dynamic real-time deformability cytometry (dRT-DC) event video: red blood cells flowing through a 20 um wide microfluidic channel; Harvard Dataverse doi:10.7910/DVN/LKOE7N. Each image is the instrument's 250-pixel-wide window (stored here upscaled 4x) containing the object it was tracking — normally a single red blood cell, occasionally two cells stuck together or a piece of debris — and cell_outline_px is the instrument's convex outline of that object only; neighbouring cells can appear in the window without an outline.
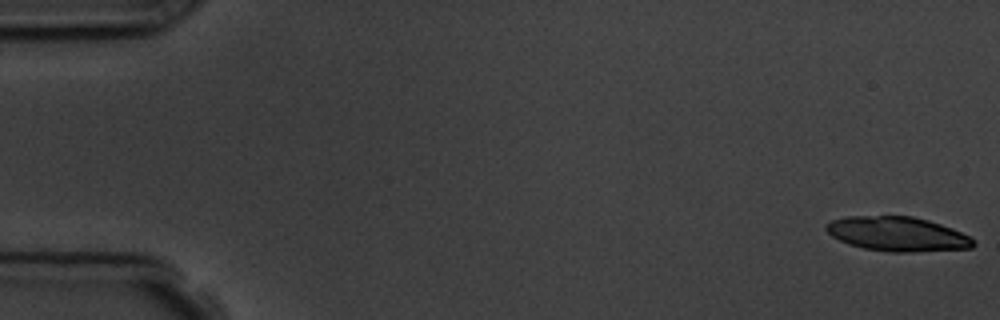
{"species": "common noctule bat (a hibernating species)", "species_latin": "Nyctalus noctula", "temperature_condition": "room temperature", "stored_images_in_passage": 5, "camera_frame_rate_fps": 3000, "um_per_image_px": 0.085, "animal": {"sex": "male", "body_mass_g": 19.5, "forearm_length_mm": 54.6}, "frame": {"image": 1, "passage_image": 1, "time_ms": 0.0, "image_size_px": [1000, 320], "cell_outline_px": [[976, 244], [972, 248], [912, 252], [888, 252], [864, 248], [848, 244], [832, 236], [824, 228], [824, 224], [832, 220], [844, 216], [912, 216], [928, 220], [952, 228], [976, 240]], "centroid_in_image_um": [76.27, 19.89], "position_along_channel_um": 8.7, "area_um2": 29.65}}